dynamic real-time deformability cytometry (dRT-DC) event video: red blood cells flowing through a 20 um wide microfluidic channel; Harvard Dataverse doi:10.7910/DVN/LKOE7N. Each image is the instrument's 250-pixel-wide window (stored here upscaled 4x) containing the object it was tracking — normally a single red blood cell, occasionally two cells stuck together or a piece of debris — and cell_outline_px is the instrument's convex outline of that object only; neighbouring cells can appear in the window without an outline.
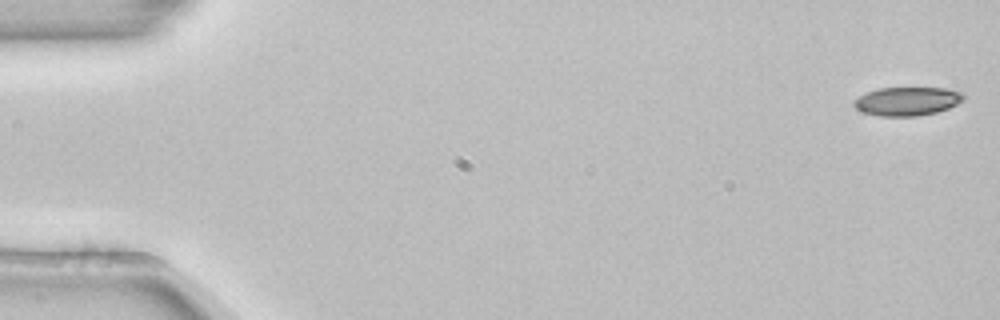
{"species": "common noctule bat (a hibernating species)", "species_latin": "Nyctalus noctula", "temperature_condition": "room temperature", "stored_images_in_passage": 53, "camera_frame_rate_fps": 3000, "um_per_image_px": 0.085, "animal": {"sex": "female", "body_mass_g": 22.7, "forearm_length_mm": 54.2}, "frame": {"image": 1, "passage_image": 1, "time_ms": 0.0, "image_size_px": [1000, 320], "cell_outline_px": [[964, 100], [948, 108], [936, 112], [916, 116], [880, 116], [864, 112], [856, 108], [852, 104], [852, 100], [868, 92], [880, 88], [948, 88], [960, 92], [964, 96]], "centroid_in_image_um": [77.1, 8.6], "position_along_channel_um": 7.9, "area_um2": 18.15}}
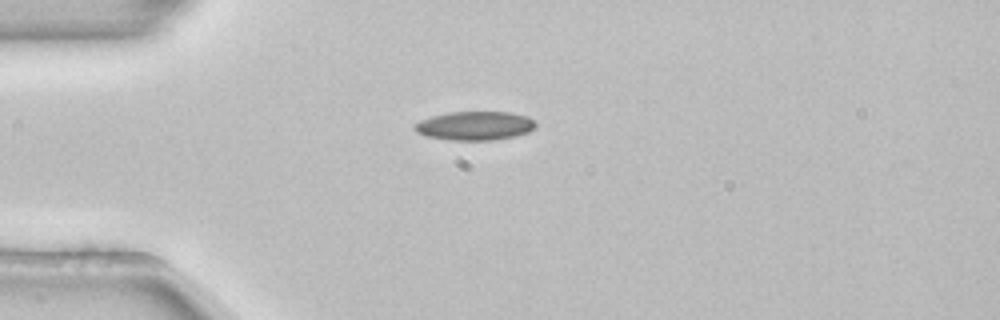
{"frame": {"image": 2, "passage_image": 14, "time_ms": 4.333, "image_size_px": [1000, 320], "cell_outline_px": [[536, 124], [528, 132], [516, 136], [492, 140], [448, 140], [424, 136], [416, 132], [412, 128], [420, 120], [432, 116], [448, 112], [508, 112], [528, 116]], "centroid_in_image_um": [40.32, 10.69], "position_along_channel_um": 44.7, "area_um2": 20.35}}
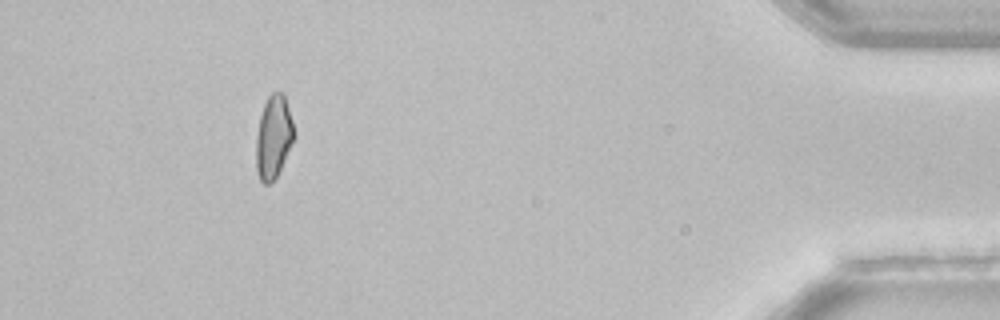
{"frame": {"image": 3, "passage_image": 49, "time_ms": 16.0, "image_size_px": [1000, 320], "cell_outline_px": [[296, 136], [276, 176], [268, 184], [264, 184], [260, 180], [256, 168], [256, 136], [260, 116], [264, 104], [268, 96], [272, 92], [284, 92], [292, 120]], "centroid_in_image_um": [23.25, 11.61], "position_along_channel_um": 411.9, "area_um2": 18.32}, "authors_computed_cell_mechanics": {"area_um2": 19.1896, "velocity_mm_per_s": 3.8604, "shape_relaxation_time_tau1_ms": 11.2399, "shape_relaxation_time_tau2_ms": null, "deformation_change_tau1": 0.1825, "deformation_change_tau2": null}}